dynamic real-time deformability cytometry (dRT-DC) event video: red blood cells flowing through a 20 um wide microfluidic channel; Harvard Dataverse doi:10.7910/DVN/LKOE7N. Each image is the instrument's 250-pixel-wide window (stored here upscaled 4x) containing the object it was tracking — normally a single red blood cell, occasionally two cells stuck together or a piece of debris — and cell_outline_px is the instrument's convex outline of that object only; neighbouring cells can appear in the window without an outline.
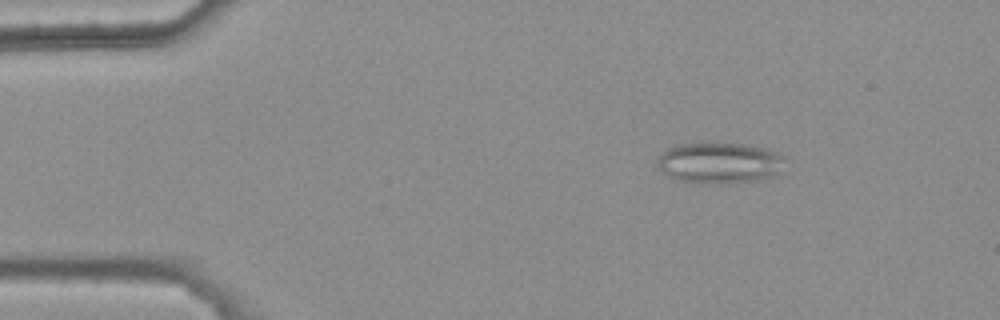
{"species": "common noctule bat (a hibernating species)", "species_latin": "Nyctalus noctula", "temperature_condition": "warm", "stored_images_in_passage": 43, "camera_frame_rate_fps": 3000, "um_per_image_px": 0.085, "animal": {"sex": "female", "body_mass_g": 25.1}, "frame": {"image": 1, "passage_image": 3, "time_ms": 0.667, "image_size_px": [1000, 320], "cell_outline_px": [[788, 160], [776, 172], [768, 176], [756, 180], [728, 184], [720, 184], [680, 180], [668, 176], [656, 164], [656, 160], [668, 148], [676, 144], [700, 140], [744, 144], [764, 148], [776, 152], [784, 156]], "centroid_in_image_um": [61.12, 13.79], "position_along_channel_um": 23.9, "area_um2": 30.98}}
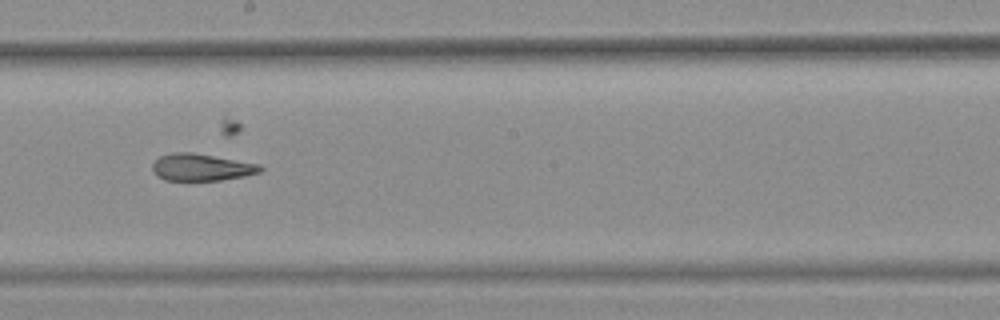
{"frame": {"image": 2, "passage_image": 25, "time_ms": 8.0, "image_size_px": [1000, 320], "cell_outline_px": [[264, 168], [260, 172], [244, 176], [220, 180], [164, 180], [156, 176], [152, 168], [152, 164], [160, 156], [172, 152], [192, 152], [260, 164]], "centroid_in_image_um": [17.11, 14.21], "position_along_channel_um": 231.1, "area_um2": 16.99}}
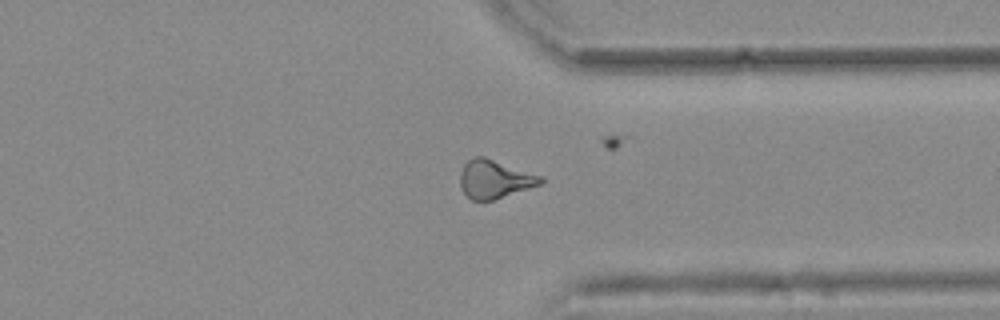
{"frame": {"image": 3, "passage_image": 36, "time_ms": 11.667, "image_size_px": [1000, 320], "cell_outline_px": [[544, 180], [540, 184], [492, 200], [472, 200], [464, 192], [460, 184], [460, 172], [464, 164], [472, 156], [484, 156], [544, 176]], "centroid_in_image_um": [42.04, 15.19], "position_along_channel_um": 369.4, "area_um2": 17.92}, "authors_computed_cell_mechanics": {"area_um2": 18.0336, "velocity_mm_per_s": 3.7927, "shape_relaxation_time_tau1_ms": null, "shape_relaxation_time_tau2_ms": 3.3649, "deformation_change_tau1": null, "deformation_change_tau2": 0.1363}}